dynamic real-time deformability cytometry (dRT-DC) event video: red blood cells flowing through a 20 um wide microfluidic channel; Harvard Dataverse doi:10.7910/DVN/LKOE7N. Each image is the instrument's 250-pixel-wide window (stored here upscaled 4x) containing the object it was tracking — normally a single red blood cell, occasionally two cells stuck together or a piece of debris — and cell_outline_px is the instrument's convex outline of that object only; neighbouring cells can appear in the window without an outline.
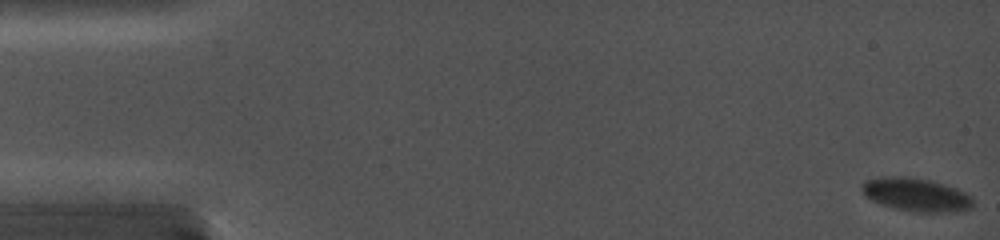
{"species": "common noctule bat (a hibernating species)", "species_latin": "Nyctalus noctula", "temperature_condition": "cold", "stored_images_in_passage": 27, "camera_frame_rate_fps": 5000, "um_per_image_px": 0.085, "animal": {"sex": "female", "body_mass_g": 19.0, "forearm_length_mm": 56.7}, "frame": {"image": 1, "passage_image": 1, "time_ms": 0.0, "image_size_px": [1000, 240], "cell_outline_px": [[972, 208], [960, 212], [916, 212], [896, 208], [880, 204], [872, 200], [860, 188], [864, 180], [884, 176], [904, 176], [928, 180], [956, 188], [972, 196]], "centroid_in_image_um": [77.88, 16.55], "position_along_channel_um": 7.1, "area_um2": 21.5}}
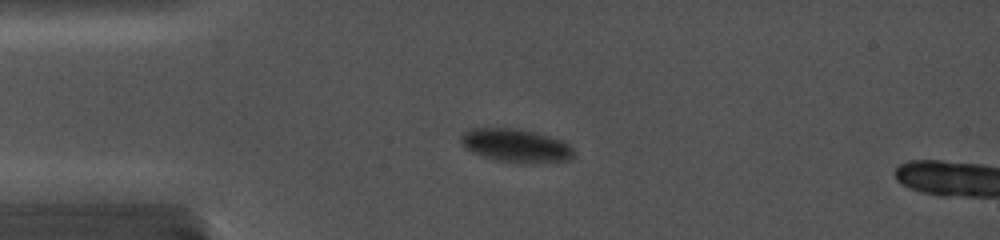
{"frame": {"image": 2, "passage_image": 22, "time_ms": 4.2, "image_size_px": [1000, 240], "cell_outline_px": [[572, 156], [568, 160], [536, 164], [500, 160], [484, 156], [472, 152], [460, 144], [460, 136], [468, 128], [516, 128], [536, 132], [560, 140], [568, 144], [572, 148]], "centroid_in_image_um": [43.81, 12.36], "position_along_channel_um": 41.2, "area_um2": 21.79}}